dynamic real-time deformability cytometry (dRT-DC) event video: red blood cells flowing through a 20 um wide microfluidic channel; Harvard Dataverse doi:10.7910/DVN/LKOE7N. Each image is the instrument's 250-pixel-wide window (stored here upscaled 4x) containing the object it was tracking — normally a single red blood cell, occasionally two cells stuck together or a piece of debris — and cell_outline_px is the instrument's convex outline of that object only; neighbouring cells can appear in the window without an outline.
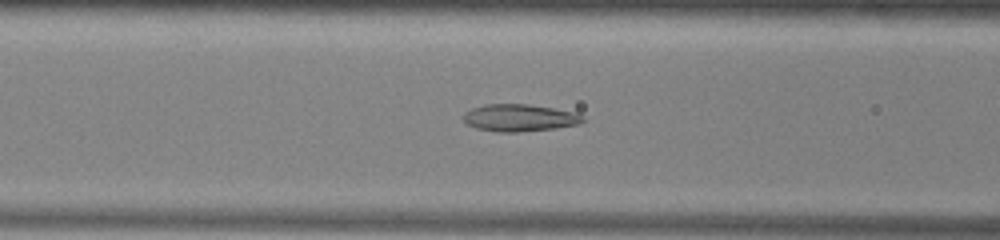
{"species": "common noctule bat (a hibernating species)", "species_latin": "Nyctalus noctula", "temperature_condition": "warm", "stored_images_in_passage": 38, "camera_frame_rate_fps": 3000, "um_per_image_px": 0.085, "animal": {"sex": "male", "body_mass_g": 13.0, "forearm_length_mm": 53.1}, "frame": {"image": 1, "passage_image": 10, "time_ms": 3.0, "image_size_px": [1000, 240], "cell_outline_px": [[588, 120], [580, 124], [556, 128], [520, 132], [496, 132], [476, 128], [468, 124], [464, 120], [464, 112], [472, 108], [484, 104], [528, 104], [576, 112], [584, 116]], "centroid_in_image_um": [44.21, 10.01], "position_along_channel_um": 122.4, "area_um2": 19.13}}
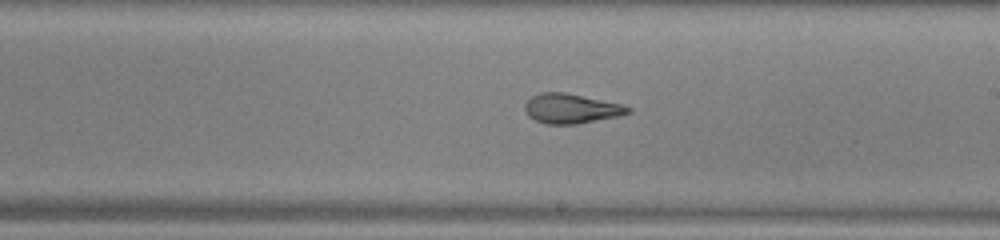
{"frame": {"image": 2, "passage_image": 19, "time_ms": 6.0, "image_size_px": [1000, 240], "cell_outline_px": [[632, 112], [620, 116], [576, 124], [548, 124], [536, 120], [528, 116], [524, 108], [524, 104], [532, 96], [540, 92], [564, 92], [620, 104], [632, 108]], "centroid_in_image_um": [48.54, 9.23], "position_along_channel_um": 240.5, "area_um2": 17.74}}
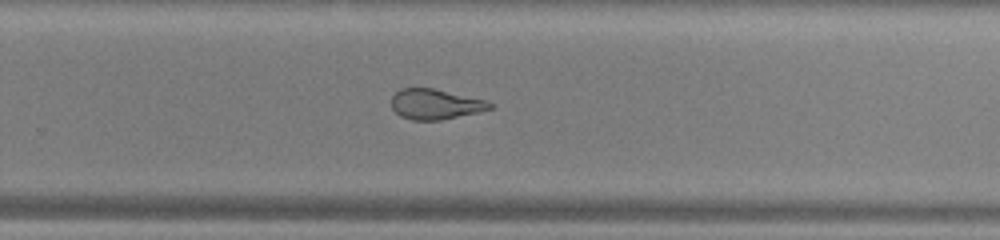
{"frame": {"image": 3, "passage_image": 23, "time_ms": 7.333, "image_size_px": [1000, 240], "cell_outline_px": [[496, 104], [492, 108], [480, 112], [440, 120], [412, 120], [400, 116], [392, 108], [392, 96], [400, 88], [432, 88], [484, 100]], "centroid_in_image_um": [37.0, 8.86], "position_along_channel_um": 292.8, "area_um2": 17.28}, "authors_computed_cell_mechanics": {"area_um2": 19.3052, "velocity_mm_per_s": 3.9417, "shape_relaxation_time_tau1_ms": null, "shape_relaxation_time_tau2_ms": 1.8479, "deformation_change_tau1": null, "deformation_change_tau2": 0.0965}}